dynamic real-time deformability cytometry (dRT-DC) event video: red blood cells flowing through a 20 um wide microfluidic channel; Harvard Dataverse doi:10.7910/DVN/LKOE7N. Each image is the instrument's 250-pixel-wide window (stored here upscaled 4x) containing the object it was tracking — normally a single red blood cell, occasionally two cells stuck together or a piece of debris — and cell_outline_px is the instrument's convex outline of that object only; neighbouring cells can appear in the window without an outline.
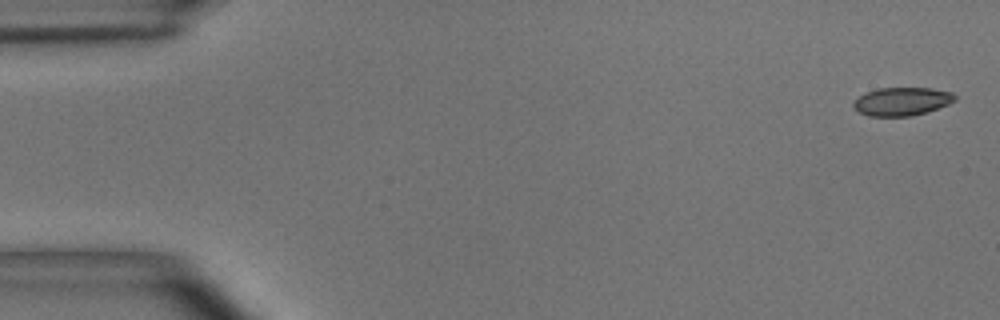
{"species": "common noctule bat (a hibernating species)", "species_latin": "Nyctalus noctula", "temperature_condition": "room temperature", "stored_images_in_passage": 5, "camera_frame_rate_fps": 3000, "um_per_image_px": 0.085, "animal": {"sex": "male", "body_mass_g": 15.6}, "frame": {"image": 1, "passage_image": 1, "time_ms": 0.0, "image_size_px": [1000, 320], "cell_outline_px": [[956, 100], [948, 104], [928, 112], [912, 116], [868, 116], [860, 112], [852, 104], [860, 96], [868, 92], [880, 88], [932, 88], [952, 92], [956, 96]], "centroid_in_image_um": [76.71, 8.63], "position_along_channel_um": 8.3, "area_um2": 16.59}}
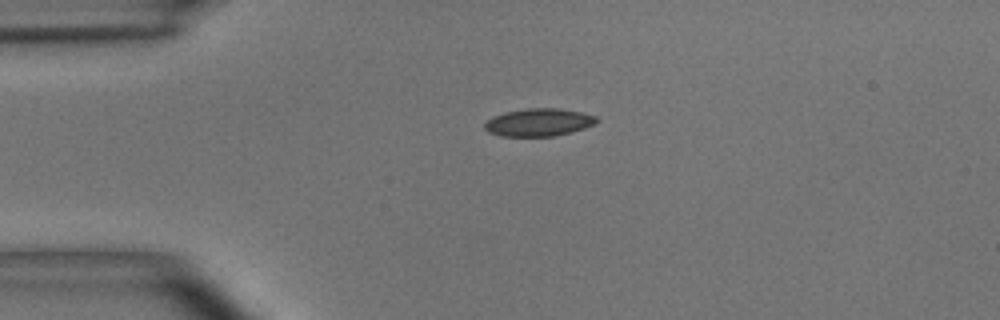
{"frame": {"image": 2, "passage_image": 4, "time_ms": 1.0, "image_size_px": [1000, 320], "cell_outline_px": [[600, 120], [584, 128], [572, 132], [556, 136], [500, 136], [488, 132], [484, 128], [484, 124], [492, 116], [504, 112], [528, 108], [556, 108], [580, 112], [596, 116]], "centroid_in_image_um": [45.77, 10.4], "position_along_channel_um": 39.2, "area_um2": 18.09}}